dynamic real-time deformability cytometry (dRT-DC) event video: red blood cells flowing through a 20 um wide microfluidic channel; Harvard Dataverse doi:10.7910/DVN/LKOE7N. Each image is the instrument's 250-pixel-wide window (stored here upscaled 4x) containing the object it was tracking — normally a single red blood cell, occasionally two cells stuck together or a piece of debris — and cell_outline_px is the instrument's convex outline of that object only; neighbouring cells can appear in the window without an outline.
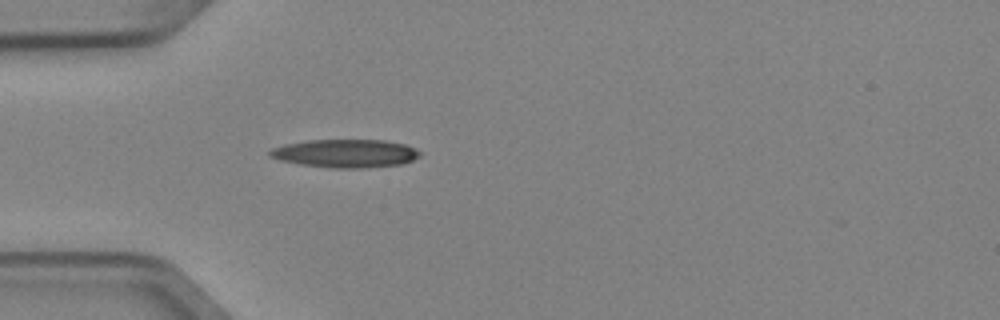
{"species": "Egyptian fruit bat (a non-hibernating species)", "species_latin": "Rousettus aegyptiacus", "temperature_condition": "cold", "stored_images_in_passage": 4, "camera_frame_rate_fps": 3000, "um_per_image_px": 0.085, "animal": {"sex": "female"}, "frame": {"image": 1, "passage_image": 4, "time_ms": 1.0, "image_size_px": [1000, 320], "cell_outline_px": [[420, 156], [412, 160], [400, 164], [364, 168], [332, 168], [300, 164], [280, 160], [268, 156], [268, 152], [272, 148], [284, 144], [308, 140], [384, 140], [404, 144], [416, 148], [420, 152]], "centroid_in_image_um": [29.34, 13.04], "position_along_channel_um": 55.7, "area_um2": 24.68}}